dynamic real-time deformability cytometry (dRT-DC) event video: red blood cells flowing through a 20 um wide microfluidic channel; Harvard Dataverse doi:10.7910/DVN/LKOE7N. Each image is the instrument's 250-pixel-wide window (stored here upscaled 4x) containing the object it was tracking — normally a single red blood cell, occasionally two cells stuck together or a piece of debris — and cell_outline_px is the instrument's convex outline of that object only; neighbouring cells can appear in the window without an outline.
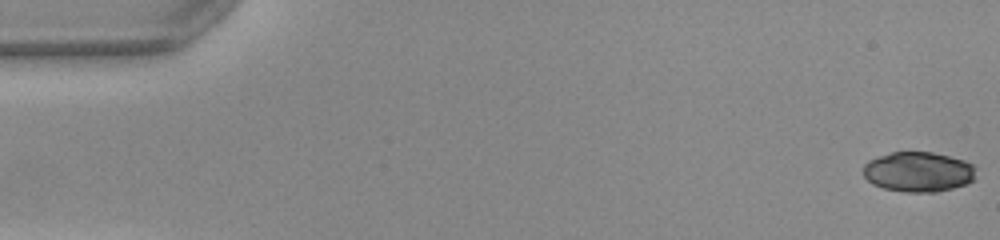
{"species": "common noctule bat (a hibernating species)", "species_latin": "Nyctalus noctula", "temperature_condition": "warm", "stored_images_in_passage": 51, "camera_frame_rate_fps": 3000, "um_per_image_px": 0.085, "animal": {"sex": "female", "body_mass_g": 22.0, "forearm_length_mm": 56.7}, "frame": {"image": 1, "passage_image": 1, "time_ms": 0.0, "image_size_px": [1000, 240], "cell_outline_px": [[976, 168], [972, 180], [968, 184], [936, 192], [904, 192], [884, 188], [872, 184], [864, 176], [864, 164], [868, 160], [892, 152], [932, 152], [964, 160], [972, 164]], "centroid_in_image_um": [78.06, 14.61], "position_along_channel_um": 6.9, "area_um2": 26.24}}
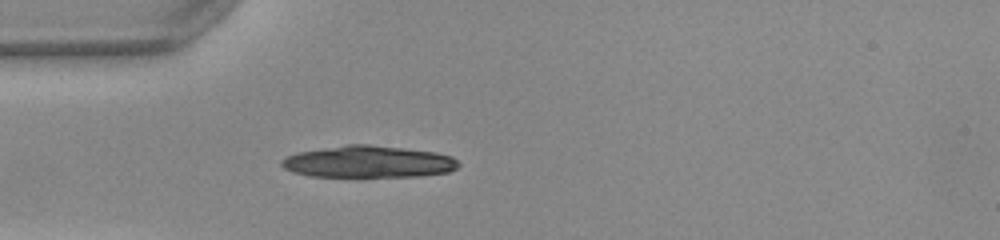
{"frame": {"image": 2, "passage_image": 15, "time_ms": 4.667, "image_size_px": [1000, 240], "cell_outline_px": [[460, 164], [456, 168], [448, 172], [420, 176], [312, 176], [292, 172], [284, 168], [280, 164], [280, 160], [296, 152], [348, 144], [368, 144], [436, 152], [452, 156]], "centroid_in_image_um": [31.3, 13.74], "position_along_channel_um": 53.7, "area_um2": 32.71}}
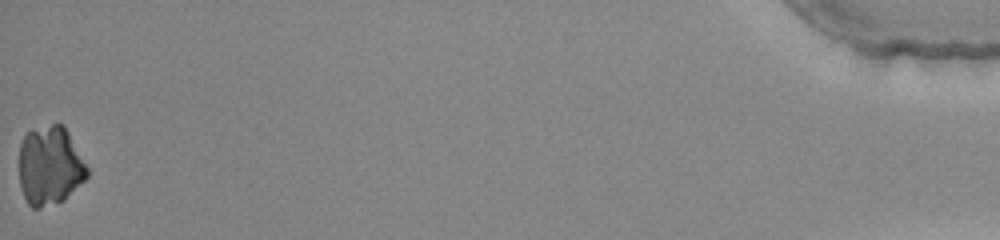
{"frame": {"image": 3, "passage_image": 51, "time_ms": 16.667, "image_size_px": [1000, 240], "cell_outline_px": [[88, 176], [64, 200], [40, 208], [32, 208], [28, 204], [20, 188], [20, 144], [24, 136], [28, 132], [52, 124], [64, 124], [88, 168]], "centroid_in_image_um": [4.24, 14.1], "position_along_channel_um": 431.0, "area_um2": 31.1}}